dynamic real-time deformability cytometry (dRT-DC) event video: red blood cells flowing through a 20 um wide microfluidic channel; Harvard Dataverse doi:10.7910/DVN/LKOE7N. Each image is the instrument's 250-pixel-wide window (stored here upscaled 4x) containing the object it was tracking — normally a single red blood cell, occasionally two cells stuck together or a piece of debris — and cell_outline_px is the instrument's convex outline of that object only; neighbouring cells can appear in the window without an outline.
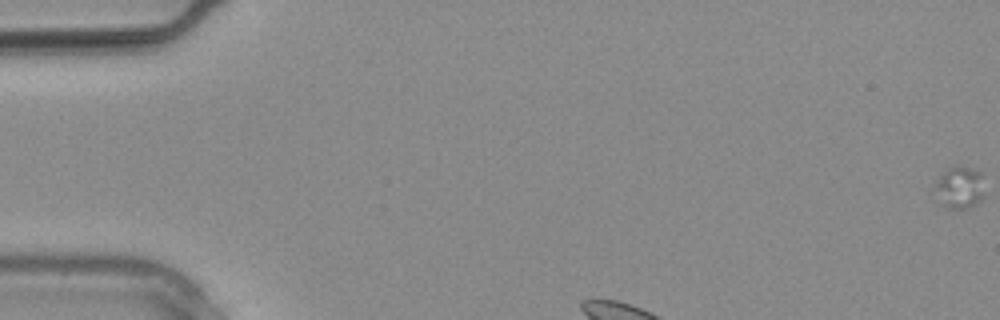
{"species": "common noctule bat (a hibernating species)", "species_latin": "Nyctalus noctula", "temperature_condition": "warm", "stored_images_in_passage": 7, "segment_of_instrument_passage": [1, 2], "camera_frame_rate_fps": 3000, "um_per_image_px": 0.085, "animal": {"sex": "male", "body_mass_g": 20.4}, "frame": {"image": 1, "passage_image": 1, "time_ms": 0.0, "image_size_px": [1000, 320], "cell_outline_px": [[984, 196], [976, 204], [964, 208], [948, 208], [940, 204], [936, 184], [940, 176], [948, 168], [956, 164], [960, 164], [980, 172]], "centroid_in_image_um": [81.58, 15.91], "position_along_channel_um": 3.4, "area_um2": 11.91}}